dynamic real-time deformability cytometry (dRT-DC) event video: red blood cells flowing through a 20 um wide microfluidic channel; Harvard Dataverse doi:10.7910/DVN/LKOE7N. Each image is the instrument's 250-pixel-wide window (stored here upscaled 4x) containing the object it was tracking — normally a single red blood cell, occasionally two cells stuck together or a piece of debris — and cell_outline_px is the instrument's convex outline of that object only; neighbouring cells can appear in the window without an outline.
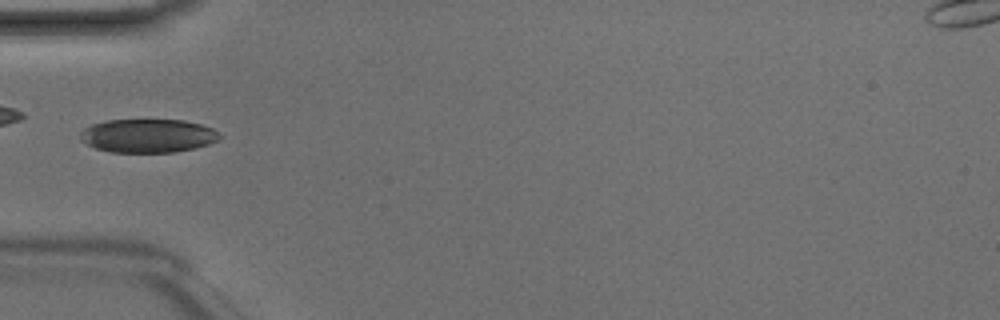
{"species": "Egyptian fruit bat (a non-hibernating species)", "species_latin": "Rousettus aegyptiacus", "temperature_condition": "room temperature", "stored_images_in_passage": 3, "camera_frame_rate_fps": 3000, "um_per_image_px": 0.085, "animal": {"sex": "male"}, "frame": {"image": 1, "passage_image": 3, "time_ms": 0.667, "image_size_px": [1000, 320], "cell_outline_px": [[220, 136], [216, 140], [208, 144], [196, 148], [176, 152], [112, 152], [96, 148], [84, 144], [80, 140], [80, 132], [84, 128], [92, 124], [108, 120], [184, 120], [200, 124], [212, 128]], "centroid_in_image_um": [12.52, 11.54], "position_along_channel_um": 72.5, "area_um2": 27.22}}